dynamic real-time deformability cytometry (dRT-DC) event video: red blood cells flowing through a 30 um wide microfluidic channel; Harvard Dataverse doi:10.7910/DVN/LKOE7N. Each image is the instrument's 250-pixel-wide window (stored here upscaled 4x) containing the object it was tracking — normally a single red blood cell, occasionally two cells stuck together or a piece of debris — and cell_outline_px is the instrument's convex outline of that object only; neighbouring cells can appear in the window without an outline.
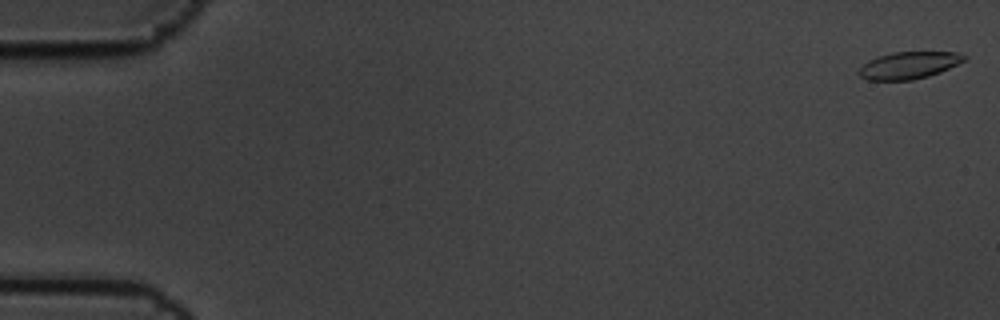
{"species": "common noctule bat (a hibernating species)", "species_latin": "Nyctalus noctula", "temperature_condition": "cold", "stored_images_in_passage": 6, "camera_frame_rate_fps": 3000, "um_per_image_px": 0.085, "animal": {"sex": "male", "body_mass_g": 19.5, "forearm_length_mm": 54.6}, "frame": {"image": 1, "passage_image": 1, "time_ms": 0.0, "image_size_px": [1000, 320], "cell_outline_px": [[968, 60], [940, 72], [928, 76], [912, 80], [868, 80], [860, 76], [856, 72], [868, 60], [876, 56], [892, 52], [956, 52], [968, 56]], "centroid_in_image_um": [77.27, 5.54], "position_along_channel_um": 7.7, "area_um2": 16.82}}
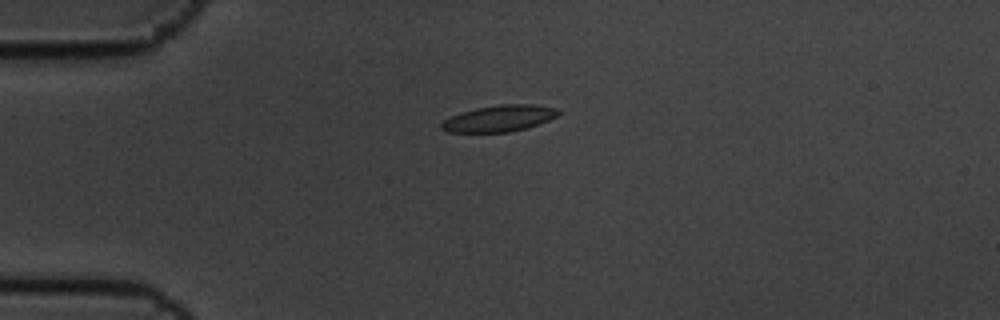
{"frame": {"image": 2, "passage_image": 5, "time_ms": 1.333, "image_size_px": [1000, 320], "cell_outline_px": [[560, 112], [556, 116], [548, 120], [528, 128], [508, 132], [448, 132], [440, 128], [440, 124], [444, 120], [460, 112], [476, 108], [500, 104], [532, 104], [556, 108]], "centroid_in_image_um": [42.41, 10.06], "position_along_channel_um": 42.6, "area_um2": 17.92}}